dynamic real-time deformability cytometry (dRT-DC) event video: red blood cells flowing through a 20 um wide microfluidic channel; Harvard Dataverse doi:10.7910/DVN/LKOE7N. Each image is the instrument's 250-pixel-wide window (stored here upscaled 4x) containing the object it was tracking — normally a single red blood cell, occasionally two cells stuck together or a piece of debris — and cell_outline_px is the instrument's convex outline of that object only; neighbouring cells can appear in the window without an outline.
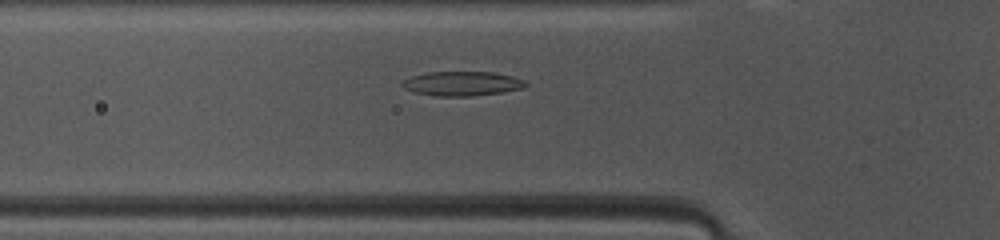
{"species": "common noctule bat (a hibernating species)", "species_latin": "Nyctalus noctula", "temperature_condition": "warm", "stored_images_in_passage": 47, "camera_frame_rate_fps": 3000, "um_per_image_px": 0.085, "animal": {"sex": "female", "body_mass_g": 10.0, "forearm_length_mm": 53.1}, "frame": {"image": 1, "passage_image": 14, "time_ms": 4.333, "image_size_px": [1000, 240], "cell_outline_px": [[528, 84], [524, 88], [500, 92], [472, 96], [436, 96], [412, 92], [404, 88], [400, 84], [404, 80], [412, 76], [428, 72], [492, 72], [512, 76], [524, 80]], "centroid_in_image_um": [39.26, 7.11], "position_along_channel_um": 86.5, "area_um2": 17.51}}
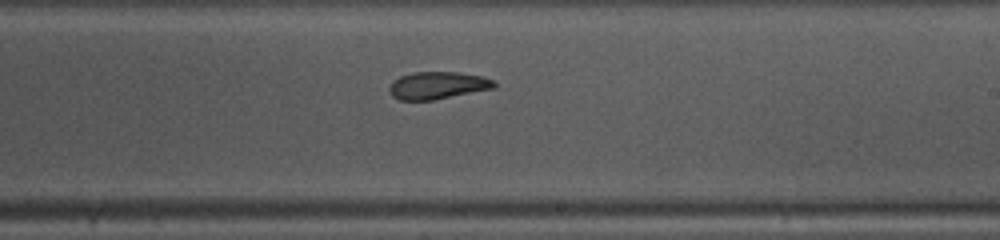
{"frame": {"image": 2, "passage_image": 26, "time_ms": 8.333, "image_size_px": [1000, 240], "cell_outline_px": [[496, 84], [492, 88], [432, 100], [400, 100], [392, 96], [388, 88], [400, 76], [412, 72], [460, 72], [484, 76], [492, 80]], "centroid_in_image_um": [37.18, 7.25], "position_along_channel_um": 251.8, "area_um2": 16.47}}
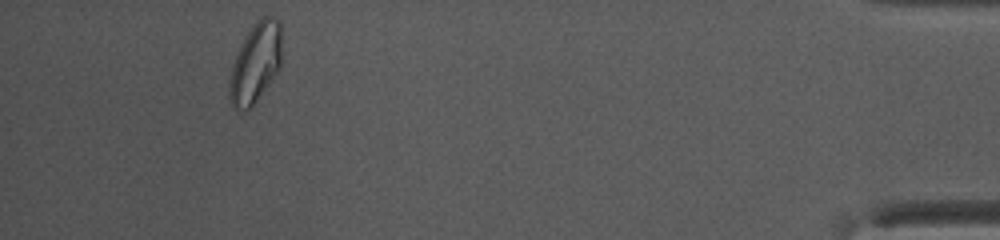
{"frame": {"image": 3, "passage_image": 43, "time_ms": 14.0, "image_size_px": [1000, 240], "cell_outline_px": [[280, 64], [276, 72], [252, 108], [236, 108], [232, 104], [228, 96], [228, 80], [232, 64], [236, 52], [244, 36], [252, 24], [256, 20], [264, 16], [272, 16], [280, 20]], "centroid_in_image_um": [21.67, 5.31], "position_along_channel_um": 413.5, "area_um2": 24.33}, "authors_computed_cell_mechanics": {"area_um2": 18.4382, "velocity_mm_per_s": 4.1169, "shape_relaxation_time_tau1_ms": 9.2582, "shape_relaxation_time_tau2_ms": 2.7424, "deformation_change_tau1": 0.2218, "deformation_change_tau2": 0.0891}}